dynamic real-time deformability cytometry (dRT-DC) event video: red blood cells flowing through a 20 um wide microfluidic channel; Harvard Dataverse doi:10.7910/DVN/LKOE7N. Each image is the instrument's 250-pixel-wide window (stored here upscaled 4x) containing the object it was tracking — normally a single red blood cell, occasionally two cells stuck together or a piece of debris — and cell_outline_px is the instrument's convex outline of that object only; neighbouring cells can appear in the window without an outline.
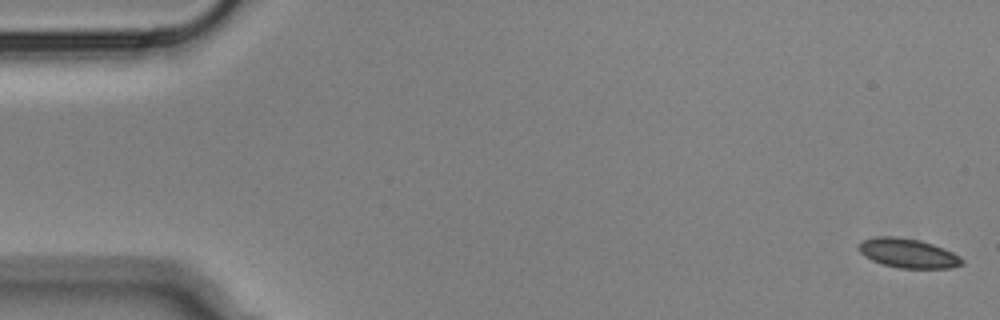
{"species": "Egyptian fruit bat (a non-hibernating species)", "species_latin": "Rousettus aegyptiacus", "temperature_condition": "cold", "stored_images_in_passage": 57, "camera_frame_rate_fps": 3000, "um_per_image_px": 0.085, "animal": {"sex": "male"}, "frame": {"image": 1, "passage_image": 1, "time_ms": 0.0, "image_size_px": [1000, 320], "cell_outline_px": [[964, 264], [952, 268], [900, 268], [884, 264], [872, 260], [864, 256], [856, 248], [856, 244], [864, 240], [876, 236], [896, 236], [920, 240], [944, 248], [960, 256], [964, 260]], "centroid_in_image_um": [77.17, 21.51], "position_along_channel_um": 7.8, "area_um2": 17.8}}
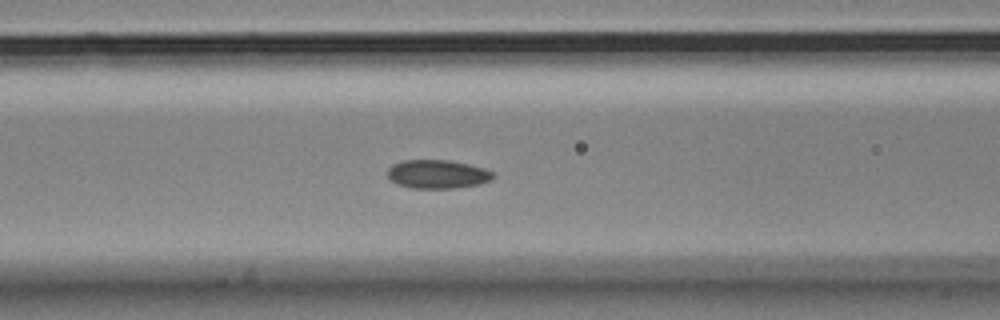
{"frame": {"image": 2, "passage_image": 23, "time_ms": 7.333, "image_size_px": [1000, 320], "cell_outline_px": [[496, 176], [492, 180], [480, 184], [452, 188], [412, 188], [400, 184], [392, 180], [388, 176], [388, 168], [392, 164], [404, 160], [448, 160], [468, 164], [484, 168], [496, 172]], "centroid_in_image_um": [37.25, 14.8], "position_along_channel_um": 129.4, "area_um2": 17.63}}
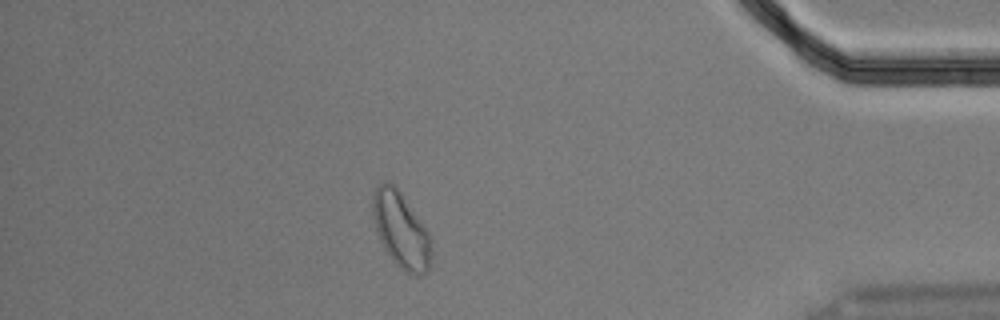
{"frame": {"image": 3, "passage_image": 50, "time_ms": 16.333, "image_size_px": [1000, 320], "cell_outline_px": [[432, 256], [428, 272], [424, 276], [408, 276], [392, 260], [384, 248], [380, 240], [372, 216], [372, 196], [376, 188], [384, 180], [388, 180], [400, 192], [428, 232], [432, 240]], "centroid_in_image_um": [34.1, 19.63], "position_along_channel_um": 401.1, "area_um2": 26.13}, "authors_computed_cell_mechanics": {"area_um2": 17.8602, "velocity_mm_per_s": 3.4805, "shape_relaxation_time_tau1_ms": 5.546, "shape_relaxation_time_tau2_ms": 2.0377, "deformation_change_tau1": 0.1072, "deformation_change_tau2": 0.0659}}